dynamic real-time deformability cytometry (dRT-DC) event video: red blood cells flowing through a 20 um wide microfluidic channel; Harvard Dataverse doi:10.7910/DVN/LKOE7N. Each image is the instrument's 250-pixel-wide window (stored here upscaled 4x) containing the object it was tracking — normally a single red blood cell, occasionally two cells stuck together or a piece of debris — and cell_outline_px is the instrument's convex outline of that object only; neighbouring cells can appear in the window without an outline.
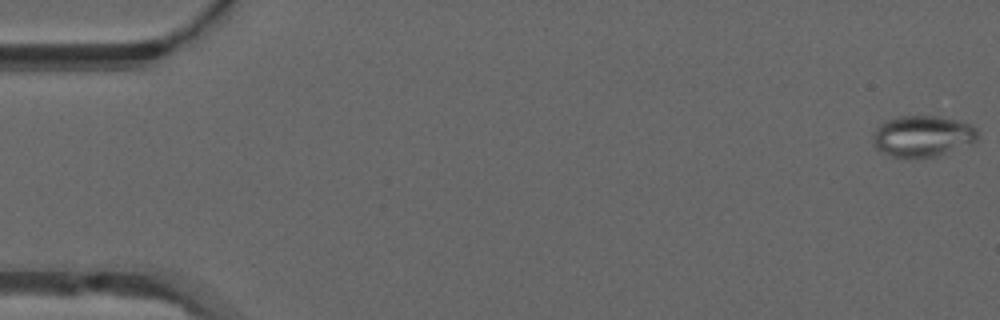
{"species": "common noctule bat (a hibernating species)", "species_latin": "Nyctalus noctula", "temperature_condition": "warm", "stored_images_in_passage": 9, "camera_frame_rate_fps": 3000, "um_per_image_px": 0.085, "animal": {"sex": "male", "forearm_length_mm": 52.5}, "frame": {"image": 1, "passage_image": 1, "time_ms": 0.0, "image_size_px": [1000, 320], "cell_outline_px": [[980, 136], [976, 144], [936, 156], [892, 156], [876, 148], [872, 144], [872, 132], [884, 120], [900, 116], [936, 116], [956, 120], [968, 124], [976, 128], [980, 132]], "centroid_in_image_um": [78.46, 11.56], "position_along_channel_um": 6.5, "area_um2": 25.37}}